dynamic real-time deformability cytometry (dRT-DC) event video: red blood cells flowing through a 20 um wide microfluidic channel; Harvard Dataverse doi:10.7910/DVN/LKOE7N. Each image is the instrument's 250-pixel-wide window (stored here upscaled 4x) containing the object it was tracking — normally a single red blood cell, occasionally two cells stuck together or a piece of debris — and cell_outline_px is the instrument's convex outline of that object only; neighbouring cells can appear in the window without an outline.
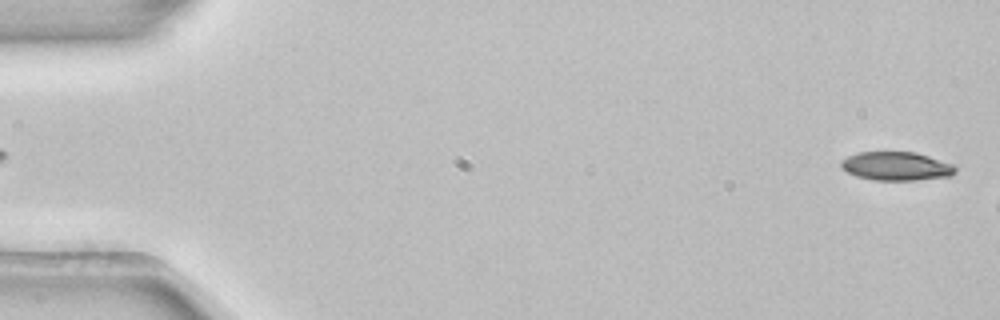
{"species": "common noctule bat (a hibernating species)", "species_latin": "Nyctalus noctula", "temperature_condition": "room temperature", "stored_images_in_passage": 5, "segment_of_instrument_passage": [2, 2], "camera_frame_rate_fps": 3000, "um_per_image_px": 0.085, "animal": {"sex": "female", "body_mass_g": 22.7, "forearm_length_mm": 54.2}, "frame": {"image": 1, "passage_image": 5, "time_ms": 1.333, "image_size_px": [1000, 320], "cell_outline_px": [[956, 172], [952, 176], [916, 180], [872, 180], [856, 176], [840, 168], [840, 160], [856, 152], [916, 152], [956, 164]], "centroid_in_image_um": [76.2, 14.12], "position_along_channel_um": 8.8, "area_um2": 19.42}}